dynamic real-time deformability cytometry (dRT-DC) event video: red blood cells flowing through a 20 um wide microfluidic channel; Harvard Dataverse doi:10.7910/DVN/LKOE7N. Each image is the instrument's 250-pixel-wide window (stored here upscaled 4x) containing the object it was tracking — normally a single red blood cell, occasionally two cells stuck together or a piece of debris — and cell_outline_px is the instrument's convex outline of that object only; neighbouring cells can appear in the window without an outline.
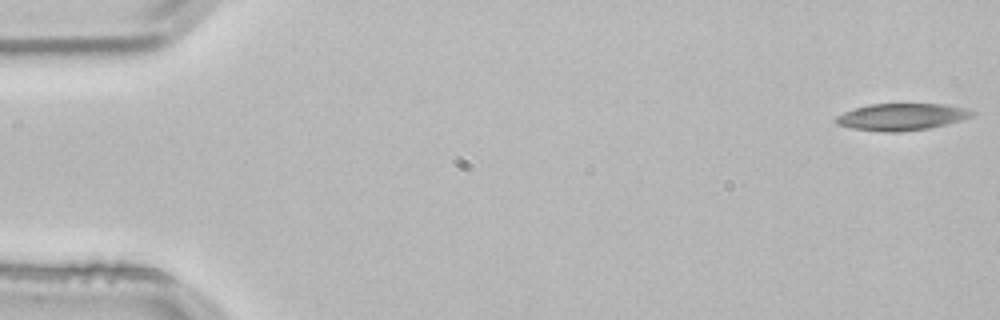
{"species": "common noctule bat (a hibernating species)", "species_latin": "Nyctalus noctula", "temperature_condition": "room temperature", "stored_images_in_passage": 3, "camera_frame_rate_fps": 3000, "um_per_image_px": 0.085, "animal": {"sex": "male", "body_mass_g": 21.5, "forearm_length_mm": 52.0}, "frame": {"image": 1, "passage_image": 1, "time_ms": 0.0, "image_size_px": [1000, 320], "cell_outline_px": [[976, 112], [972, 116], [964, 120], [928, 128], [900, 132], [884, 132], [852, 128], [836, 124], [836, 116], [844, 112], [868, 104], [944, 104], [964, 108]], "centroid_in_image_um": [76.65, 9.93], "position_along_channel_um": 8.3, "area_um2": 21.27}}